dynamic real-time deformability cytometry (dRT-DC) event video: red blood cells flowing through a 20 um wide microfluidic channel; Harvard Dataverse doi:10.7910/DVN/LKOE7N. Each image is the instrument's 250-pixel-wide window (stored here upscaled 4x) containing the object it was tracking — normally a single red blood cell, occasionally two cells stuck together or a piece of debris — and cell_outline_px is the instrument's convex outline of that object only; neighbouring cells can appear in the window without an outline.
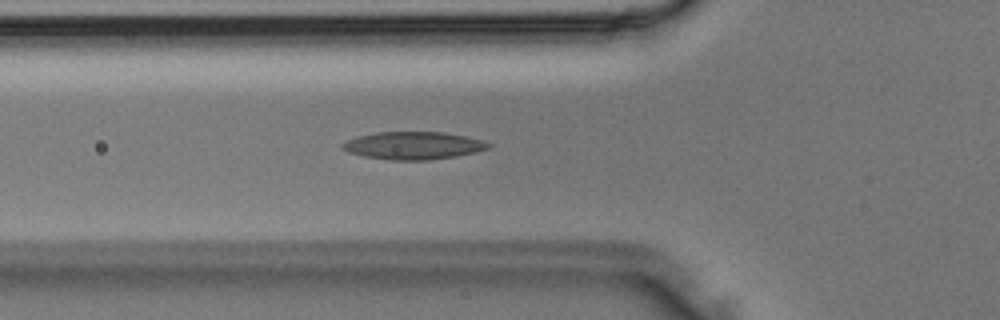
{"species": "Egyptian fruit bat (a non-hibernating species)", "species_latin": "Rousettus aegyptiacus", "temperature_condition": "room temperature", "stored_images_in_passage": 27, "camera_frame_rate_fps": 3000, "um_per_image_px": 0.085, "animal": {"sex": "male"}, "frame": {"image": 1, "passage_image": 3, "time_ms": 0.667, "image_size_px": [1000, 320], "cell_outline_px": [[492, 144], [488, 148], [476, 152], [456, 156], [428, 160], [388, 160], [364, 156], [348, 152], [340, 148], [340, 144], [356, 136], [376, 132], [444, 132], [464, 136], [480, 140]], "centroid_in_image_um": [35.08, 12.37], "position_along_channel_um": 90.7, "area_um2": 23.52}}
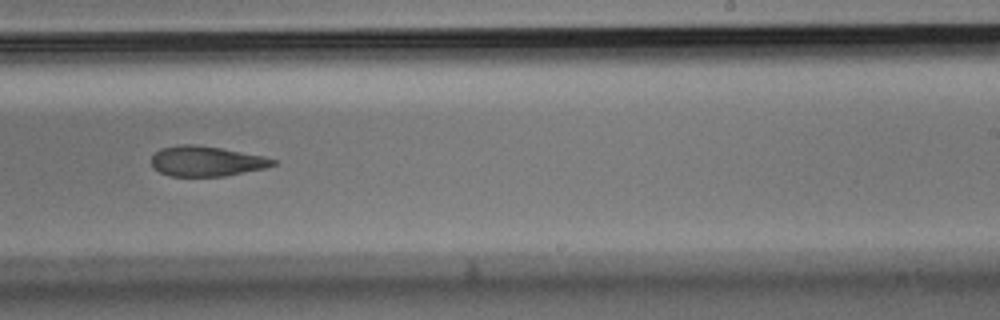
{"frame": {"image": 2, "passage_image": 13, "time_ms": 4.0, "image_size_px": [1000, 320], "cell_outline_px": [[276, 164], [264, 168], [224, 176], [172, 176], [160, 172], [152, 168], [152, 156], [160, 148], [180, 144], [196, 144], [220, 148], [264, 156], [276, 160]], "centroid_in_image_um": [17.51, 13.69], "position_along_channel_um": 271.5, "area_um2": 21.27}}
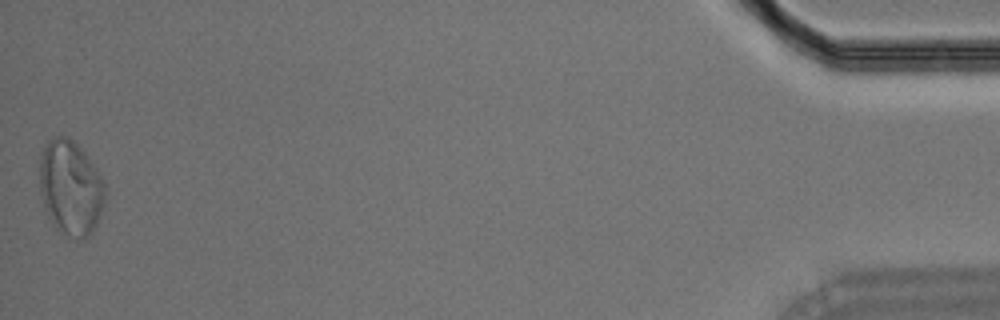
{"frame": {"image": 3, "passage_image": 27, "time_ms": 8.667, "image_size_px": [1000, 320], "cell_outline_px": [[108, 196], [96, 224], [92, 232], [84, 240], [64, 232], [52, 224], [48, 216], [40, 192], [40, 160], [44, 148], [48, 140], [56, 136], [68, 136], [84, 152], [96, 168], [104, 180]], "centroid_in_image_um": [6.04, 15.94], "position_along_channel_um": 429.2, "area_um2": 36.07}}